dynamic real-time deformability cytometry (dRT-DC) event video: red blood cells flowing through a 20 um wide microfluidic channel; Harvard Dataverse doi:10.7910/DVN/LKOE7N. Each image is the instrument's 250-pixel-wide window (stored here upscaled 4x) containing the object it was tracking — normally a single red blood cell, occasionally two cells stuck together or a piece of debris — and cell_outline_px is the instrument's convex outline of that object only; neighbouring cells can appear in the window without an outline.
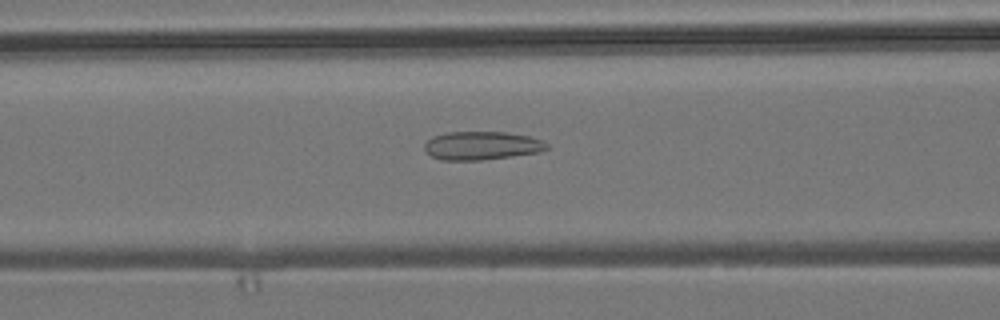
{"species": "common noctule bat (a hibernating species)", "species_latin": "Nyctalus noctula", "temperature_condition": "room temperature", "stored_images_in_passage": 53, "camera_frame_rate_fps": 3000, "um_per_image_px": 0.085, "animal": {"sex": "male", "body_mass_g": 19.2, "forearm_length_mm": 51.8}, "frame": {"image": 1, "passage_image": 21, "time_ms": 6.667, "image_size_px": [1000, 320], "cell_outline_px": [[548, 148], [540, 152], [512, 156], [480, 160], [440, 160], [424, 152], [424, 144], [432, 136], [448, 132], [504, 132], [528, 136], [544, 140], [548, 144]], "centroid_in_image_um": [40.93, 12.38], "position_along_channel_um": 125.7, "area_um2": 20.35}}
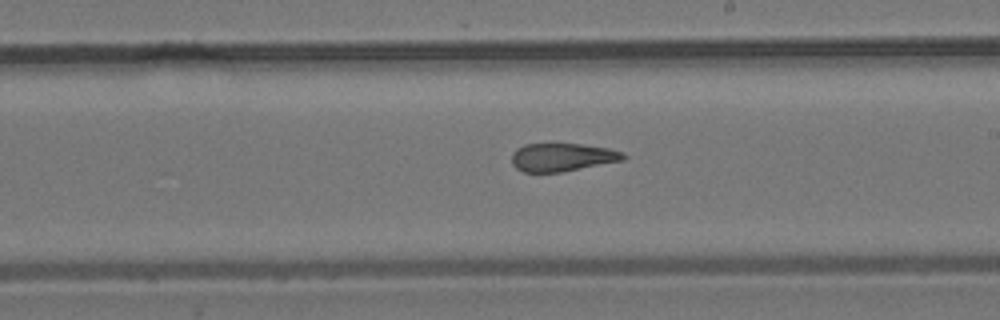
{"frame": {"image": 2, "passage_image": 30, "time_ms": 9.667, "image_size_px": [1000, 320], "cell_outline_px": [[628, 156], [624, 160], [560, 172], [524, 172], [516, 168], [512, 164], [512, 152], [516, 148], [524, 144], [552, 140], [608, 148], [624, 152]], "centroid_in_image_um": [47.75, 13.31], "position_along_channel_um": 241.2, "area_um2": 19.13}}
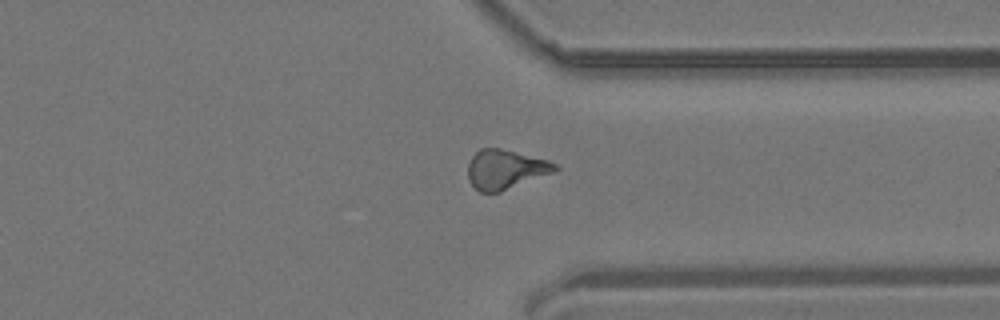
{"frame": {"image": 3, "passage_image": 40, "time_ms": 13.0, "image_size_px": [1000, 320], "cell_outline_px": [[560, 168], [556, 172], [500, 192], [480, 192], [468, 180], [468, 164], [472, 156], [480, 148], [500, 148], [548, 160], [556, 164]], "centroid_in_image_um": [42.98, 14.4], "position_along_channel_um": 368.4, "area_um2": 20.06}, "authors_computed_cell_mechanics": {"area_um2": 19.9988, "velocity_mm_per_s": 3.8568, "shape_relaxation_time_tau1_ms": null, "shape_relaxation_time_tau2_ms": 2.3214, "deformation_change_tau1": null, "deformation_change_tau2": 0.1148}}